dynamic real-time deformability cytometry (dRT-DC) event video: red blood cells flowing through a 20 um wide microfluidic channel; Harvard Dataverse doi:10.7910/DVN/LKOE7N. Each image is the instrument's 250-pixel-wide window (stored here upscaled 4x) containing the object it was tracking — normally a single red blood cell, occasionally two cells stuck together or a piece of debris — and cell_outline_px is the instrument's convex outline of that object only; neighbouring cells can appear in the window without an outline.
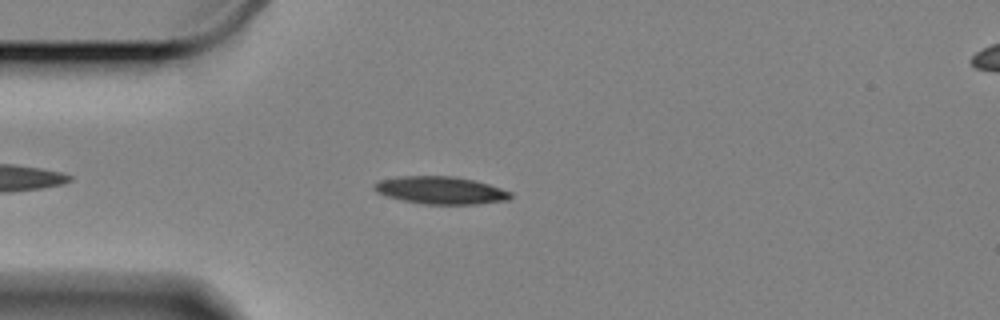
{"species": "Egyptian fruit bat (a non-hibernating species)", "species_latin": "Rousettus aegyptiacus", "temperature_condition": "cold", "stored_images_in_passage": 34, "camera_frame_rate_fps": 3000, "um_per_image_px": 0.085, "animal": {"sex": "female"}, "frame": {"image": 1, "passage_image": 7, "time_ms": 2.0, "image_size_px": [1000, 320], "cell_outline_px": [[512, 196], [508, 200], [476, 204], [424, 204], [404, 200], [388, 196], [376, 192], [372, 188], [372, 184], [380, 180], [396, 176], [452, 176], [472, 180], [488, 184], [512, 192]], "centroid_in_image_um": [37.43, 16.17], "position_along_channel_um": 47.6, "area_um2": 21.79}}
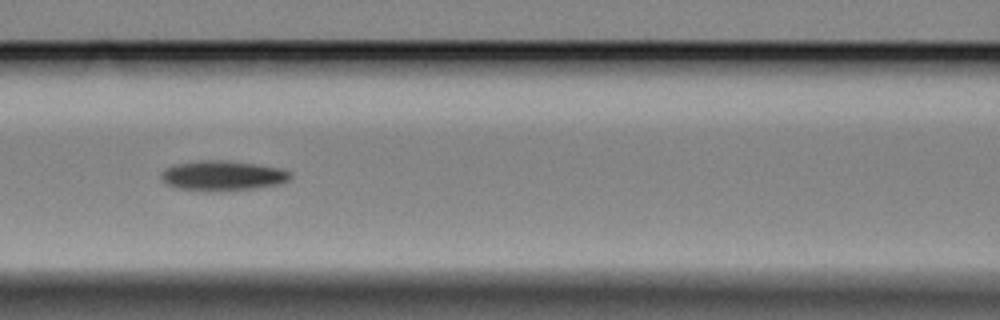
{"frame": {"image": 2, "passage_image": 17, "time_ms": 5.333, "image_size_px": [1000, 320], "cell_outline_px": [[292, 176], [288, 180], [280, 184], [252, 188], [176, 188], [164, 184], [160, 176], [160, 172], [164, 168], [176, 164], [200, 160], [228, 160], [256, 164], [280, 168], [292, 172]], "centroid_in_image_um": [18.92, 14.87], "position_along_channel_um": 147.7, "area_um2": 21.79}}
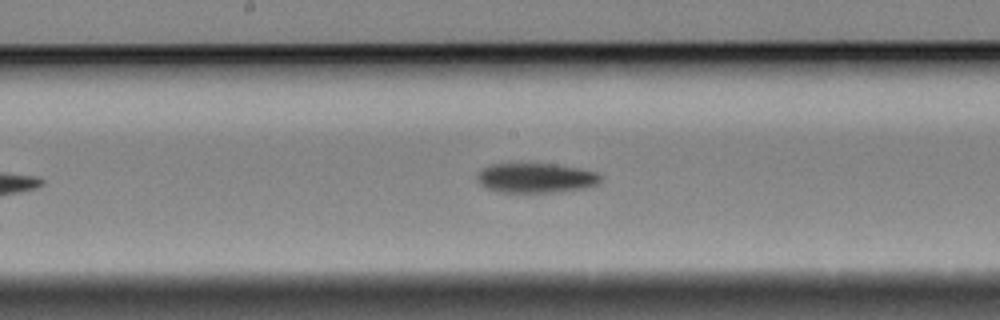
{"frame": {"image": 3, "passage_image": 22, "time_ms": 7.0, "image_size_px": [1000, 320], "cell_outline_px": [[600, 180], [596, 184], [588, 188], [560, 192], [500, 192], [488, 188], [480, 184], [476, 176], [476, 172], [488, 164], [556, 164], [580, 168], [596, 172], [600, 176]], "centroid_in_image_um": [45.54, 15.12], "position_along_channel_um": 202.7, "area_um2": 21.5}}